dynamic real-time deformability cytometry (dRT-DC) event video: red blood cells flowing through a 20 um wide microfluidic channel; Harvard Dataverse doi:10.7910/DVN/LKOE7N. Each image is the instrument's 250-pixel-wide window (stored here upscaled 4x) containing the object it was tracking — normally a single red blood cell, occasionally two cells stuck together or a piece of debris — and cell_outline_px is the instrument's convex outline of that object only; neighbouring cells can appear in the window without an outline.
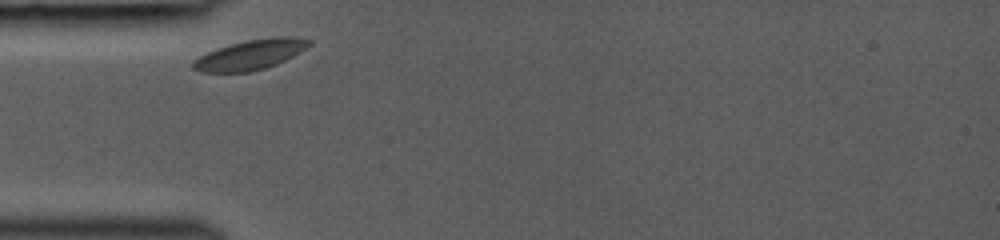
{"species": "common noctule bat (a hibernating species)", "species_latin": "Nyctalus noctula", "temperature_condition": "room temperature", "stored_images_in_passage": 27, "camera_frame_rate_fps": 3000, "um_per_image_px": 0.085, "animal": {"sex": "female", "body_mass_g": 19.0, "forearm_length_mm": 53.3}, "frame": {"image": 1, "passage_image": 1, "time_ms": 0.0, "image_size_px": [1000, 240], "cell_outline_px": [[312, 44], [292, 56], [276, 64], [252, 72], [200, 72], [192, 68], [192, 64], [200, 56], [208, 52], [232, 44], [248, 40], [276, 36], [296, 36], [312, 40]], "centroid_in_image_um": [21.33, 4.64], "position_along_channel_um": 63.7, "area_um2": 20.0}}
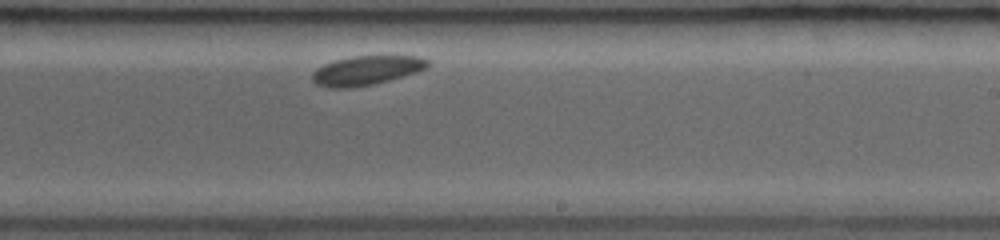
{"frame": {"image": 2, "passage_image": 16, "time_ms": 5.0, "image_size_px": [1000, 240], "cell_outline_px": [[428, 68], [416, 72], [388, 80], [372, 84], [352, 88], [328, 88], [316, 84], [312, 80], [312, 72], [316, 68], [324, 64], [336, 60], [352, 56], [420, 56], [428, 60]], "centroid_in_image_um": [31.11, 5.99], "position_along_channel_um": 257.9, "area_um2": 19.65}}
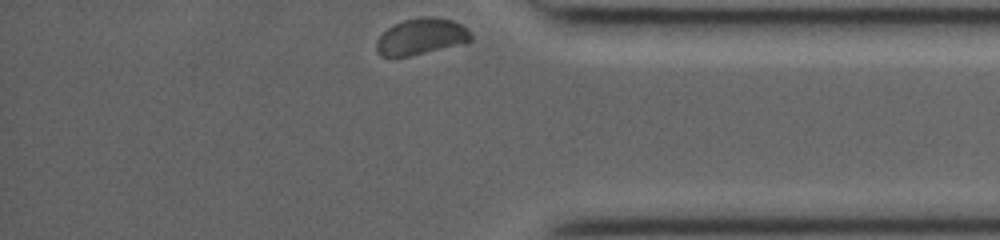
{"frame": {"image": 3, "passage_image": 27, "time_ms": 8.667, "image_size_px": [1000, 240], "cell_outline_px": [[472, 40], [468, 44], [408, 56], [380, 56], [376, 48], [376, 40], [392, 24], [404, 20], [420, 16], [432, 16], [452, 20], [468, 28], [472, 36]], "centroid_in_image_um": [35.86, 3.1], "position_along_channel_um": 399.3, "area_um2": 20.35}}